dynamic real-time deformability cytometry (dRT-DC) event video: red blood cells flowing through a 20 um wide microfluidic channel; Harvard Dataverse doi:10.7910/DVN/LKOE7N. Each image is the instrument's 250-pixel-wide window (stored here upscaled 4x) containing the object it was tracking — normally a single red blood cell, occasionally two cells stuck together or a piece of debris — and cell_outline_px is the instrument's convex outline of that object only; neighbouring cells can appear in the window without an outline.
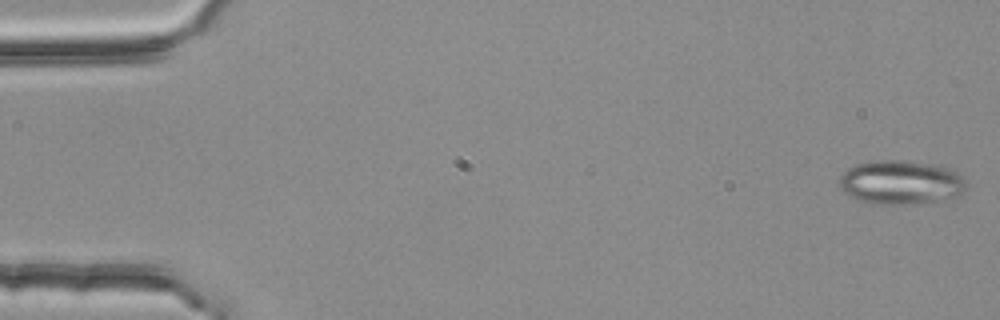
{"species": "common noctule bat (a hibernating species)", "species_latin": "Nyctalus noctula", "temperature_condition": "room temperature", "stored_images_in_passage": 4, "camera_frame_rate_fps": 3000, "um_per_image_px": 0.085, "animal": {"sex": "female", "body_mass_g": 25.1}, "frame": {"image": 1, "passage_image": 1, "time_ms": 0.0, "image_size_px": [1000, 320], "cell_outline_px": [[964, 192], [944, 200], [904, 204], [872, 204], [860, 200], [844, 192], [840, 188], [840, 176], [852, 164], [872, 160], [900, 160], [928, 164], [952, 168], [964, 176]], "centroid_in_image_um": [76.55, 15.49], "position_along_channel_um": 8.4, "area_um2": 32.54}}